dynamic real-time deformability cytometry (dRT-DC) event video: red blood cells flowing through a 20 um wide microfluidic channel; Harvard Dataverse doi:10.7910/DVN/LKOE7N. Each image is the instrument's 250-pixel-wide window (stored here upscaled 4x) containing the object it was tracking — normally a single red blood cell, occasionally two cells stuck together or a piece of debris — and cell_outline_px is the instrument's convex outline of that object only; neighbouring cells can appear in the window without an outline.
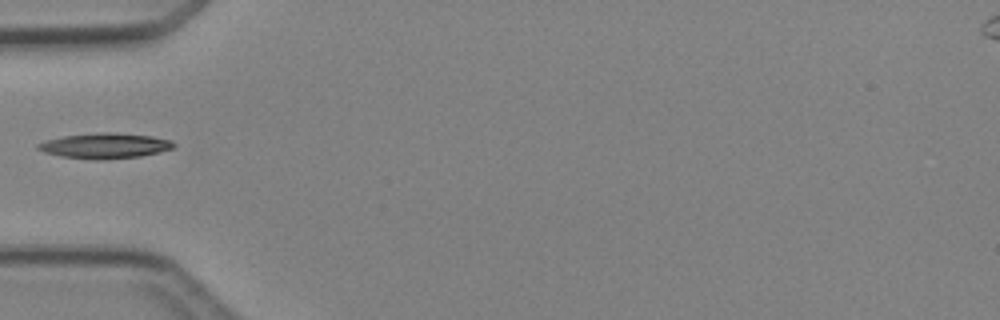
{"species": "Egyptian fruit bat (a non-hibernating species)", "species_latin": "Rousettus aegyptiacus", "temperature_condition": "cold", "stored_images_in_passage": 5, "segment_of_instrument_passage": [2, 2], "camera_frame_rate_fps": 3000, "um_per_image_px": 0.085, "animal": {"sex": "female"}, "frame": {"image": 1, "passage_image": 5, "time_ms": 4.667, "image_size_px": [1000, 320], "cell_outline_px": [[176, 144], [172, 148], [160, 152], [140, 156], [104, 160], [96, 160], [60, 156], [44, 152], [36, 148], [36, 144], [44, 140], [64, 136], [104, 132], [112, 132], [152, 136], [172, 140]], "centroid_in_image_um": [8.91, 12.39], "position_along_channel_um": 76.1, "area_um2": 20.11}}